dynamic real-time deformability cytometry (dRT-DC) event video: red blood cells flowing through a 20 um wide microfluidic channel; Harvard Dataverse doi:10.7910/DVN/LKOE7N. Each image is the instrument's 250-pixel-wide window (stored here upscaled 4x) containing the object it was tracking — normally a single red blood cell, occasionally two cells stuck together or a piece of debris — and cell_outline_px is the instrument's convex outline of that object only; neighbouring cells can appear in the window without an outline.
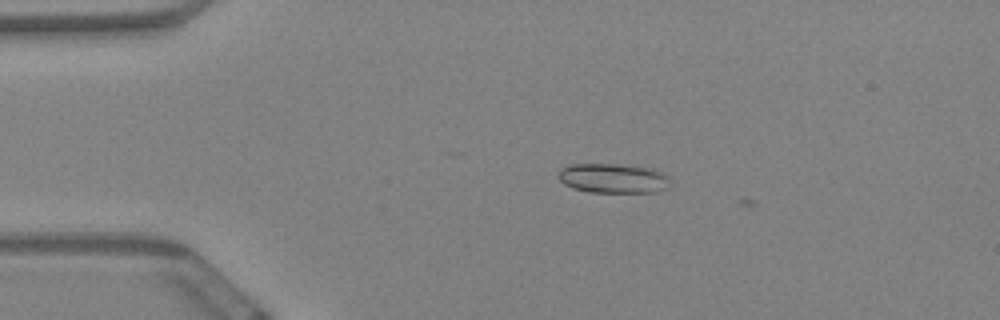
{"species": "Egyptian fruit bat (a non-hibernating species)", "species_latin": "Rousettus aegyptiacus", "temperature_condition": "warm", "stored_images_in_passage": 3, "camera_frame_rate_fps": 3000, "um_per_image_px": 0.085, "animal": {"sex": "female"}, "frame": {"image": 1, "passage_image": 2, "time_ms": 0.333, "image_size_px": [1000, 320], "cell_outline_px": [[668, 188], [656, 192], [588, 192], [572, 188], [564, 184], [556, 176], [560, 168], [568, 164], [620, 164], [656, 168], [668, 176]], "centroid_in_image_um": [52.09, 15.14], "position_along_channel_um": 32.9, "area_um2": 19.65}}